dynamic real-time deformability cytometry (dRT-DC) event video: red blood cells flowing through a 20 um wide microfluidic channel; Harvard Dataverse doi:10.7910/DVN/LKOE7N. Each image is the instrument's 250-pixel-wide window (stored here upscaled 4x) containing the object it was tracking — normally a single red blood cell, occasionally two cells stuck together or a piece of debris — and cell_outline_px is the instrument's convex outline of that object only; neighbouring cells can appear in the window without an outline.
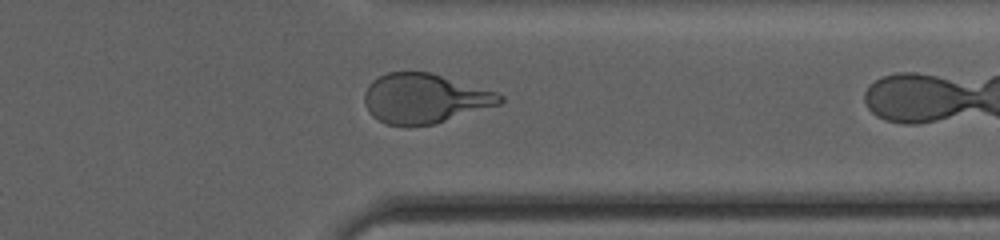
{"species": "human", "species_latin": "Homo sapiens", "temperature_condition": "cold", "stored_images_in_passage": 25, "camera_frame_rate_fps": 3000, "um_per_image_px": 0.085, "donor": {"sex": "female"}, "frame": {"image": 1, "passage_image": 24, "time_ms": 13.667, "image_size_px": [1000, 240], "cell_outline_px": [[504, 100], [500, 104], [432, 124], [388, 124], [372, 116], [368, 112], [364, 104], [364, 92], [368, 84], [372, 80], [388, 72], [432, 72], [496, 92], [504, 96]], "centroid_in_image_um": [36.07, 8.34], "position_along_channel_um": 375.3, "area_um2": 38.73}}